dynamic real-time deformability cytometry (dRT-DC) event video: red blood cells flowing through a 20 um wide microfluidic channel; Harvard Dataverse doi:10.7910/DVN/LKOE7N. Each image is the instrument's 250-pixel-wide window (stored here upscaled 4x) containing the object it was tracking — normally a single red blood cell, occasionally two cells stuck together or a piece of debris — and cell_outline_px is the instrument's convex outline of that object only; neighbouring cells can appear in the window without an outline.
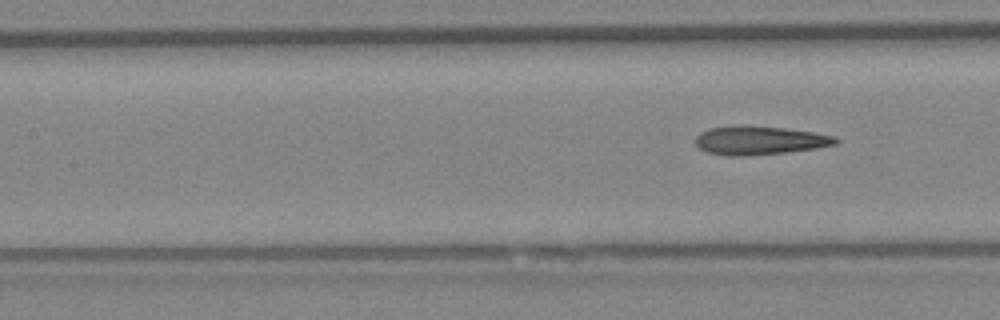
{"species": "Egyptian fruit bat (a non-hibernating species)", "species_latin": "Rousettus aegyptiacus", "temperature_condition": "warm", "stored_images_in_passage": 7, "segment_of_instrument_passage": [2, 2], "camera_frame_rate_fps": 3000, "um_per_image_px": 0.085, "animal": {"sex": "female"}, "frame": {"image": 1, "passage_image": 7, "time_ms": 2.0, "image_size_px": [1000, 320], "cell_outline_px": [[840, 140], [836, 144], [816, 148], [784, 152], [744, 156], [724, 156], [708, 152], [700, 148], [696, 144], [696, 136], [700, 132], [708, 128], [732, 124], [748, 124], [784, 128], [812, 132], [836, 136]], "centroid_in_image_um": [64.52, 11.91], "position_along_channel_um": 142.9, "area_um2": 23.76}}